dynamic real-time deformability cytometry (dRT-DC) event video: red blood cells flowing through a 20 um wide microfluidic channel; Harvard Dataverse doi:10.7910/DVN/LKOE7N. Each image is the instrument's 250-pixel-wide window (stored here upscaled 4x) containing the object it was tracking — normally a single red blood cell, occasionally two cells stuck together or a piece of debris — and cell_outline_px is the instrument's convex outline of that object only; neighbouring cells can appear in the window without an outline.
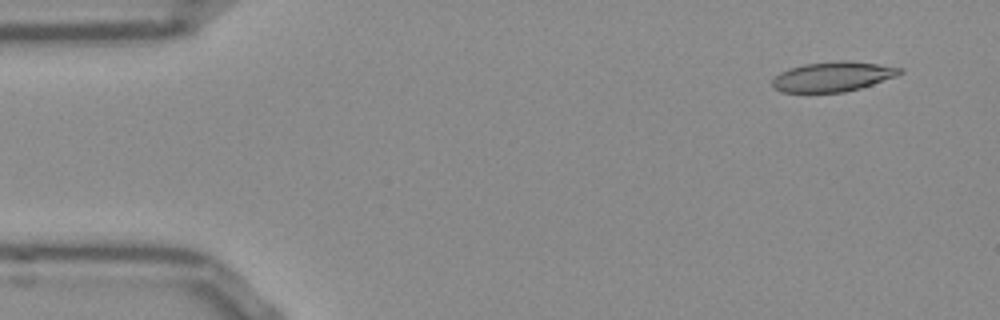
{"species": "Egyptian fruit bat (a non-hibernating species)", "species_latin": "Rousettus aegyptiacus", "temperature_condition": "room temperature", "stored_images_in_passage": 52, "camera_frame_rate_fps": 3000, "um_per_image_px": 0.085, "frame": {"image": 1, "passage_image": 4, "time_ms": 1.0, "image_size_px": [1000, 320], "cell_outline_px": [[904, 72], [896, 76], [860, 88], [844, 92], [780, 92], [772, 84], [772, 80], [780, 72], [788, 68], [804, 64], [840, 60], [848, 60], [880, 64], [904, 68]], "centroid_in_image_um": [70.81, 6.5], "position_along_channel_um": 14.2, "area_um2": 22.2}}
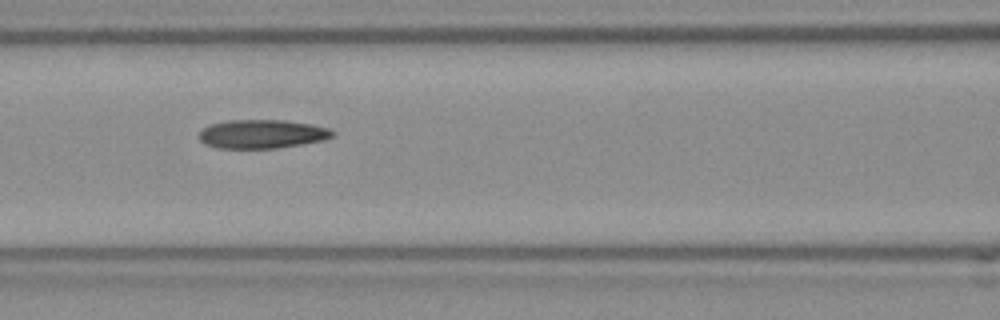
{"frame": {"image": 2, "passage_image": 22, "time_ms": 7.0, "image_size_px": [1000, 320], "cell_outline_px": [[336, 132], [332, 136], [324, 140], [276, 148], [216, 148], [204, 144], [196, 136], [200, 128], [208, 124], [232, 120], [284, 120], [312, 124], [328, 128]], "centroid_in_image_um": [22.2, 11.38], "position_along_channel_um": 144.4, "area_um2": 22.6}}
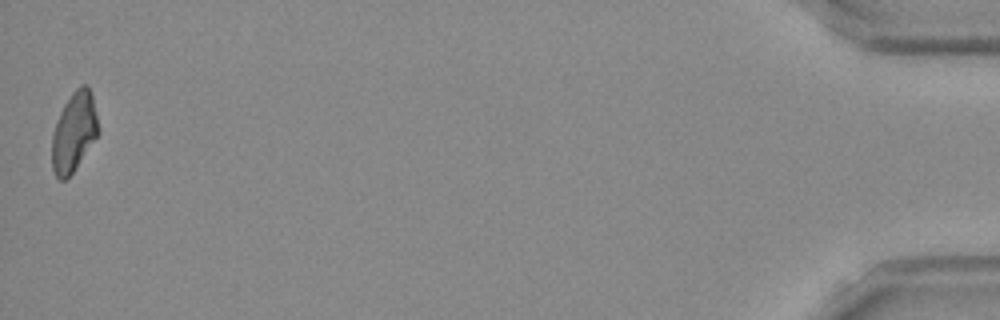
{"frame": {"image": 3, "passage_image": 52, "time_ms": 17.0, "image_size_px": [1000, 320], "cell_outline_px": [[100, 132], [72, 172], [64, 180], [60, 180], [56, 176], [52, 168], [52, 136], [56, 120], [64, 104], [72, 92], [80, 84], [88, 84], [92, 96]], "centroid_in_image_um": [6.28, 11.18], "position_along_channel_um": 428.9, "area_um2": 21.27}, "authors_computed_cell_mechanics": {"area_um2": 22.3686, "velocity_mm_per_s": 3.8453, "shape_relaxation_time_tau1_ms": 11.3759, "shape_relaxation_time_tau2_ms": 9.4402, "deformation_change_tau1": 0.2626, "deformation_change_tau2": 0.2023}}